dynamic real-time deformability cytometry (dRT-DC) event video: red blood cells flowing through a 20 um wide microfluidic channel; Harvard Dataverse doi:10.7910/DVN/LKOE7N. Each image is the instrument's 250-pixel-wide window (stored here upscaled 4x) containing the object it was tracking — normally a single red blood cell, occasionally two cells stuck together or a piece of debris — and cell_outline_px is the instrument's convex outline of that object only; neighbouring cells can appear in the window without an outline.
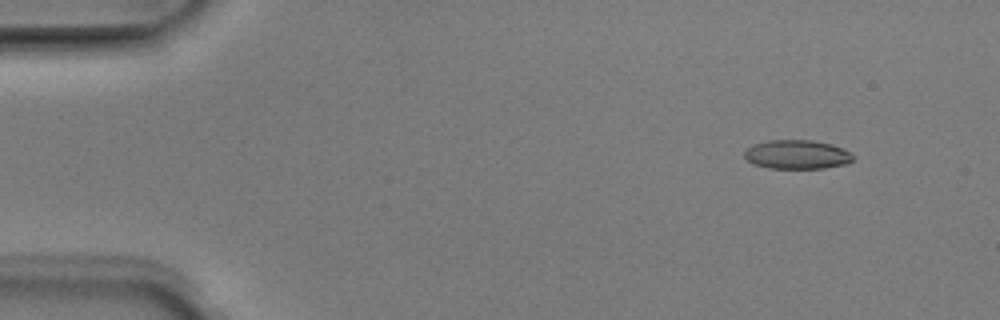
{"species": "Egyptian fruit bat (a non-hibernating species)", "species_latin": "Rousettus aegyptiacus", "temperature_condition": "room temperature", "stored_images_in_passage": 5, "camera_frame_rate_fps": 3000, "um_per_image_px": 0.085, "animal": {"sex": "male"}, "frame": {"image": 1, "passage_image": 2, "time_ms": 0.333, "image_size_px": [1000, 320], "cell_outline_px": [[856, 156], [848, 164], [824, 168], [768, 168], [752, 164], [744, 156], [744, 152], [752, 144], [768, 140], [812, 140], [832, 144]], "centroid_in_image_um": [67.73, 13.13], "position_along_channel_um": 17.3, "area_um2": 18.44}}
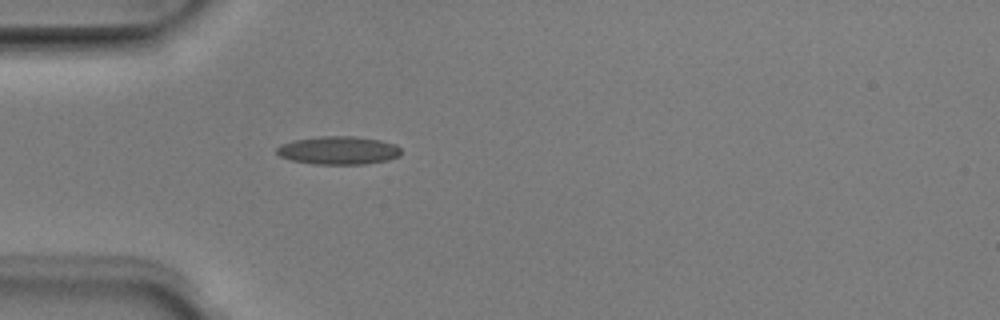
{"frame": {"image": 2, "passage_image": 5, "time_ms": 1.333, "image_size_px": [1000, 320], "cell_outline_px": [[400, 156], [388, 160], [364, 164], [312, 164], [292, 160], [280, 156], [276, 152], [276, 148], [280, 144], [292, 140], [320, 136], [356, 136], [380, 140], [396, 144], [400, 148]], "centroid_in_image_um": [28.76, 12.77], "position_along_channel_um": 56.2, "area_um2": 20.58}}